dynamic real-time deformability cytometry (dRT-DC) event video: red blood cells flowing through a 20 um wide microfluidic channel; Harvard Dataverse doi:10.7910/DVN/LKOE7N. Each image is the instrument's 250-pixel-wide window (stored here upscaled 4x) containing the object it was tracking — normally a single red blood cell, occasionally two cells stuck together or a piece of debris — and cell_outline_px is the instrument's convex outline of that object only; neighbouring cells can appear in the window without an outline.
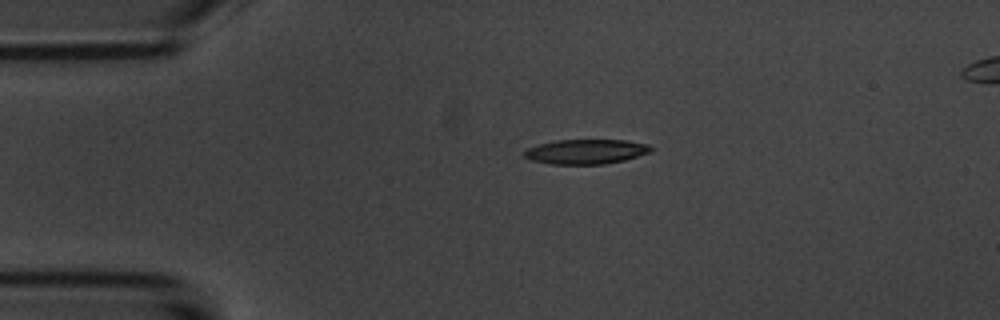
{"species": "common noctule bat (a hibernating species)", "species_latin": "Nyctalus noctula", "temperature_condition": "room temperature", "stored_images_in_passage": 45, "segment_of_instrument_passage": [1, 2], "camera_frame_rate_fps": 3000, "um_per_image_px": 0.085, "animal": {"sex": "male", "body_mass_g": 20.1, "forearm_length_mm": 53.5}, "frame": {"image": 1, "passage_image": 1, "time_ms": 0.0, "image_size_px": [1000, 320], "cell_outline_px": [[652, 152], [624, 160], [604, 164], [548, 164], [532, 160], [524, 156], [524, 152], [528, 148], [540, 144], [556, 140], [624, 140], [648, 144], [652, 148]], "centroid_in_image_um": [49.83, 12.89], "position_along_channel_um": 35.2, "area_um2": 18.15}}
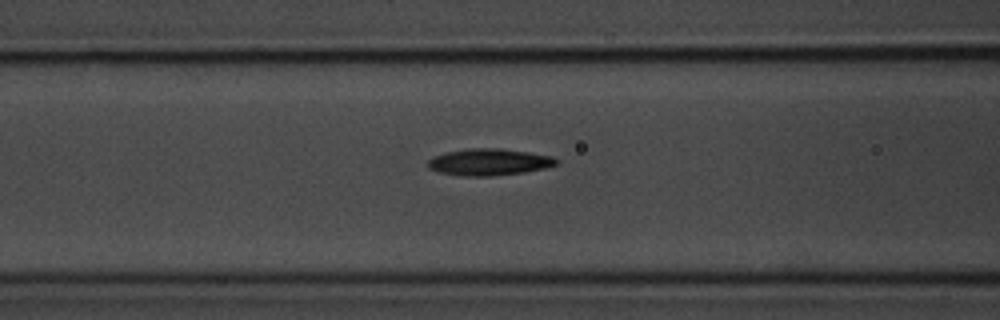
{"frame": {"image": 2, "passage_image": 11, "time_ms": 3.333, "image_size_px": [1000, 320], "cell_outline_px": [[560, 160], [556, 164], [548, 168], [524, 172], [492, 176], [464, 176], [440, 172], [428, 168], [428, 160], [436, 156], [448, 152], [472, 148], [500, 148], [528, 152], [552, 156]], "centroid_in_image_um": [41.63, 13.78], "position_along_channel_um": 125.0, "area_um2": 19.88}}
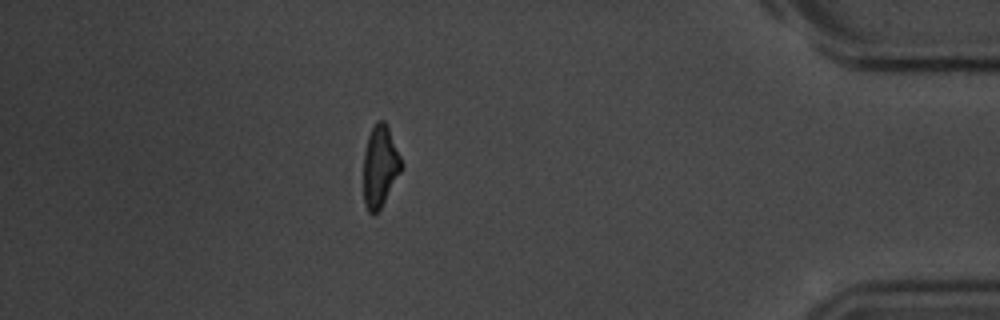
{"frame": {"image": 3, "passage_image": 37, "time_ms": 12.0, "image_size_px": [1000, 320], "cell_outline_px": [[404, 168], [380, 208], [372, 216], [368, 212], [364, 204], [364, 152], [368, 136], [376, 120], [384, 120], [388, 124], [404, 164]], "centroid_in_image_um": [32.33, 14.11], "position_along_channel_um": 402.9, "area_um2": 18.38}}